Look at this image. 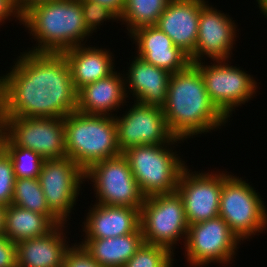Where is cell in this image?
I'll list each match as a JSON object with an SVG mask.
<instances>
[{"mask_svg":"<svg viewBox=\"0 0 267 267\" xmlns=\"http://www.w3.org/2000/svg\"><path fill=\"white\" fill-rule=\"evenodd\" d=\"M126 74V92L130 91L135 102L163 107L167 100L168 83L171 73L163 68L145 62L139 57L131 62ZM129 89V90H127Z\"/></svg>","mask_w":267,"mask_h":267,"instance_id":"19","label":"cell"},{"mask_svg":"<svg viewBox=\"0 0 267 267\" xmlns=\"http://www.w3.org/2000/svg\"><path fill=\"white\" fill-rule=\"evenodd\" d=\"M38 179L50 211L66 224L85 181L84 171L67 156L45 159Z\"/></svg>","mask_w":267,"mask_h":267,"instance_id":"12","label":"cell"},{"mask_svg":"<svg viewBox=\"0 0 267 267\" xmlns=\"http://www.w3.org/2000/svg\"><path fill=\"white\" fill-rule=\"evenodd\" d=\"M56 225L45 215L10 204L6 207L4 236L13 243L47 235Z\"/></svg>","mask_w":267,"mask_h":267,"instance_id":"24","label":"cell"},{"mask_svg":"<svg viewBox=\"0 0 267 267\" xmlns=\"http://www.w3.org/2000/svg\"><path fill=\"white\" fill-rule=\"evenodd\" d=\"M63 227H66L64 223L47 235L18 242L17 267H62L70 248Z\"/></svg>","mask_w":267,"mask_h":267,"instance_id":"21","label":"cell"},{"mask_svg":"<svg viewBox=\"0 0 267 267\" xmlns=\"http://www.w3.org/2000/svg\"><path fill=\"white\" fill-rule=\"evenodd\" d=\"M62 267H101L89 254L83 249L80 243L71 246L64 258Z\"/></svg>","mask_w":267,"mask_h":267,"instance_id":"31","label":"cell"},{"mask_svg":"<svg viewBox=\"0 0 267 267\" xmlns=\"http://www.w3.org/2000/svg\"><path fill=\"white\" fill-rule=\"evenodd\" d=\"M205 0H170L155 25L189 57L194 54Z\"/></svg>","mask_w":267,"mask_h":267,"instance_id":"16","label":"cell"},{"mask_svg":"<svg viewBox=\"0 0 267 267\" xmlns=\"http://www.w3.org/2000/svg\"><path fill=\"white\" fill-rule=\"evenodd\" d=\"M84 221L85 239L114 238L129 233H142L140 208L100 205L89 210Z\"/></svg>","mask_w":267,"mask_h":267,"instance_id":"18","label":"cell"},{"mask_svg":"<svg viewBox=\"0 0 267 267\" xmlns=\"http://www.w3.org/2000/svg\"><path fill=\"white\" fill-rule=\"evenodd\" d=\"M99 3L107 8H109L112 12H114L119 18L123 15V10L125 8V0H91Z\"/></svg>","mask_w":267,"mask_h":267,"instance_id":"34","label":"cell"},{"mask_svg":"<svg viewBox=\"0 0 267 267\" xmlns=\"http://www.w3.org/2000/svg\"><path fill=\"white\" fill-rule=\"evenodd\" d=\"M80 243L101 267H123L144 240L142 233H129L114 238L85 239Z\"/></svg>","mask_w":267,"mask_h":267,"instance_id":"23","label":"cell"},{"mask_svg":"<svg viewBox=\"0 0 267 267\" xmlns=\"http://www.w3.org/2000/svg\"><path fill=\"white\" fill-rule=\"evenodd\" d=\"M5 152L12 160L15 178H38L45 161L38 153L13 145L8 139Z\"/></svg>","mask_w":267,"mask_h":267,"instance_id":"27","label":"cell"},{"mask_svg":"<svg viewBox=\"0 0 267 267\" xmlns=\"http://www.w3.org/2000/svg\"><path fill=\"white\" fill-rule=\"evenodd\" d=\"M54 0H14V4L21 16H23L28 10L35 5L46 3Z\"/></svg>","mask_w":267,"mask_h":267,"instance_id":"35","label":"cell"},{"mask_svg":"<svg viewBox=\"0 0 267 267\" xmlns=\"http://www.w3.org/2000/svg\"><path fill=\"white\" fill-rule=\"evenodd\" d=\"M0 267H17V245L0 235Z\"/></svg>","mask_w":267,"mask_h":267,"instance_id":"32","label":"cell"},{"mask_svg":"<svg viewBox=\"0 0 267 267\" xmlns=\"http://www.w3.org/2000/svg\"><path fill=\"white\" fill-rule=\"evenodd\" d=\"M240 242L226 221L217 216L189 225L184 241L185 256L194 267H204L212 262L228 264Z\"/></svg>","mask_w":267,"mask_h":267,"instance_id":"10","label":"cell"},{"mask_svg":"<svg viewBox=\"0 0 267 267\" xmlns=\"http://www.w3.org/2000/svg\"><path fill=\"white\" fill-rule=\"evenodd\" d=\"M7 139L15 146L30 149L44 159L67 155L64 118L0 117Z\"/></svg>","mask_w":267,"mask_h":267,"instance_id":"9","label":"cell"},{"mask_svg":"<svg viewBox=\"0 0 267 267\" xmlns=\"http://www.w3.org/2000/svg\"><path fill=\"white\" fill-rule=\"evenodd\" d=\"M228 62L215 61L208 66L203 62L193 63L203 76L210 100L227 119L234 107L248 102L258 88L250 74L237 66H230Z\"/></svg>","mask_w":267,"mask_h":267,"instance_id":"11","label":"cell"},{"mask_svg":"<svg viewBox=\"0 0 267 267\" xmlns=\"http://www.w3.org/2000/svg\"><path fill=\"white\" fill-rule=\"evenodd\" d=\"M6 206L0 205V235H4Z\"/></svg>","mask_w":267,"mask_h":267,"instance_id":"37","label":"cell"},{"mask_svg":"<svg viewBox=\"0 0 267 267\" xmlns=\"http://www.w3.org/2000/svg\"><path fill=\"white\" fill-rule=\"evenodd\" d=\"M228 16L209 4L201 8L195 51L190 57L191 64L201 62L204 55L213 62L231 58L237 30L234 20Z\"/></svg>","mask_w":267,"mask_h":267,"instance_id":"15","label":"cell"},{"mask_svg":"<svg viewBox=\"0 0 267 267\" xmlns=\"http://www.w3.org/2000/svg\"><path fill=\"white\" fill-rule=\"evenodd\" d=\"M113 115L75 111L64 118L66 156L84 172L97 162L122 154Z\"/></svg>","mask_w":267,"mask_h":267,"instance_id":"4","label":"cell"},{"mask_svg":"<svg viewBox=\"0 0 267 267\" xmlns=\"http://www.w3.org/2000/svg\"><path fill=\"white\" fill-rule=\"evenodd\" d=\"M11 204L47 216L56 226L62 222L50 211L38 178H15Z\"/></svg>","mask_w":267,"mask_h":267,"instance_id":"25","label":"cell"},{"mask_svg":"<svg viewBox=\"0 0 267 267\" xmlns=\"http://www.w3.org/2000/svg\"><path fill=\"white\" fill-rule=\"evenodd\" d=\"M84 43L75 46L62 54L67 59L70 67L71 78L74 88H80L103 79L112 74L114 60L112 53L103 48L85 47Z\"/></svg>","mask_w":267,"mask_h":267,"instance_id":"22","label":"cell"},{"mask_svg":"<svg viewBox=\"0 0 267 267\" xmlns=\"http://www.w3.org/2000/svg\"><path fill=\"white\" fill-rule=\"evenodd\" d=\"M121 75L114 70L108 77L80 88L77 91L76 111L110 116L121 104L123 106L128 93L125 90V77Z\"/></svg>","mask_w":267,"mask_h":267,"instance_id":"20","label":"cell"},{"mask_svg":"<svg viewBox=\"0 0 267 267\" xmlns=\"http://www.w3.org/2000/svg\"><path fill=\"white\" fill-rule=\"evenodd\" d=\"M170 0H125L120 21L125 22L131 34L141 27L154 26ZM122 19V20H121Z\"/></svg>","mask_w":267,"mask_h":267,"instance_id":"26","label":"cell"},{"mask_svg":"<svg viewBox=\"0 0 267 267\" xmlns=\"http://www.w3.org/2000/svg\"><path fill=\"white\" fill-rule=\"evenodd\" d=\"M240 177L223 173L219 216L243 241L266 230L267 210L256 190ZM257 232V233H256Z\"/></svg>","mask_w":267,"mask_h":267,"instance_id":"6","label":"cell"},{"mask_svg":"<svg viewBox=\"0 0 267 267\" xmlns=\"http://www.w3.org/2000/svg\"><path fill=\"white\" fill-rule=\"evenodd\" d=\"M173 254L166 247L143 243L123 267H173Z\"/></svg>","mask_w":267,"mask_h":267,"instance_id":"28","label":"cell"},{"mask_svg":"<svg viewBox=\"0 0 267 267\" xmlns=\"http://www.w3.org/2000/svg\"><path fill=\"white\" fill-rule=\"evenodd\" d=\"M38 46L34 53L62 54L82 45L91 36L84 24L79 0H54L35 5L22 16V22Z\"/></svg>","mask_w":267,"mask_h":267,"instance_id":"3","label":"cell"},{"mask_svg":"<svg viewBox=\"0 0 267 267\" xmlns=\"http://www.w3.org/2000/svg\"><path fill=\"white\" fill-rule=\"evenodd\" d=\"M259 4V8L261 10V12L263 13V15L265 16V18L267 17V0H256Z\"/></svg>","mask_w":267,"mask_h":267,"instance_id":"38","label":"cell"},{"mask_svg":"<svg viewBox=\"0 0 267 267\" xmlns=\"http://www.w3.org/2000/svg\"><path fill=\"white\" fill-rule=\"evenodd\" d=\"M163 112L171 134L182 140L215 131L228 121L210 100L203 76L194 64L171 74Z\"/></svg>","mask_w":267,"mask_h":267,"instance_id":"2","label":"cell"},{"mask_svg":"<svg viewBox=\"0 0 267 267\" xmlns=\"http://www.w3.org/2000/svg\"><path fill=\"white\" fill-rule=\"evenodd\" d=\"M140 228L144 243L166 247L172 253L179 239L186 241L189 224L178 192L146 197L140 208Z\"/></svg>","mask_w":267,"mask_h":267,"instance_id":"7","label":"cell"},{"mask_svg":"<svg viewBox=\"0 0 267 267\" xmlns=\"http://www.w3.org/2000/svg\"><path fill=\"white\" fill-rule=\"evenodd\" d=\"M6 139H7V133L5 127L0 122V155L5 151Z\"/></svg>","mask_w":267,"mask_h":267,"instance_id":"36","label":"cell"},{"mask_svg":"<svg viewBox=\"0 0 267 267\" xmlns=\"http://www.w3.org/2000/svg\"><path fill=\"white\" fill-rule=\"evenodd\" d=\"M84 178L92 179L96 203L100 205L134 208L143 205L145 197L122 154L93 164L84 172Z\"/></svg>","mask_w":267,"mask_h":267,"instance_id":"8","label":"cell"},{"mask_svg":"<svg viewBox=\"0 0 267 267\" xmlns=\"http://www.w3.org/2000/svg\"><path fill=\"white\" fill-rule=\"evenodd\" d=\"M15 186L13 163L9 155L4 151L0 155V205L9 206Z\"/></svg>","mask_w":267,"mask_h":267,"instance_id":"30","label":"cell"},{"mask_svg":"<svg viewBox=\"0 0 267 267\" xmlns=\"http://www.w3.org/2000/svg\"><path fill=\"white\" fill-rule=\"evenodd\" d=\"M177 141L183 140L174 138L171 143L132 146L122 152L145 198L176 191L180 174L187 166L169 148Z\"/></svg>","mask_w":267,"mask_h":267,"instance_id":"5","label":"cell"},{"mask_svg":"<svg viewBox=\"0 0 267 267\" xmlns=\"http://www.w3.org/2000/svg\"><path fill=\"white\" fill-rule=\"evenodd\" d=\"M188 170L186 166L181 172L176 189L183 200L188 224L219 216L223 172L210 174Z\"/></svg>","mask_w":267,"mask_h":267,"instance_id":"14","label":"cell"},{"mask_svg":"<svg viewBox=\"0 0 267 267\" xmlns=\"http://www.w3.org/2000/svg\"><path fill=\"white\" fill-rule=\"evenodd\" d=\"M82 5L83 20L90 34L94 30H97V26L102 25L101 23L112 19L120 20V18L112 12L109 8L100 5L97 2L91 0H79Z\"/></svg>","mask_w":267,"mask_h":267,"instance_id":"29","label":"cell"},{"mask_svg":"<svg viewBox=\"0 0 267 267\" xmlns=\"http://www.w3.org/2000/svg\"><path fill=\"white\" fill-rule=\"evenodd\" d=\"M130 37L137 44V57L171 74L183 71L191 64L190 57L155 25L138 28Z\"/></svg>","mask_w":267,"mask_h":267,"instance_id":"17","label":"cell"},{"mask_svg":"<svg viewBox=\"0 0 267 267\" xmlns=\"http://www.w3.org/2000/svg\"><path fill=\"white\" fill-rule=\"evenodd\" d=\"M117 144L121 151L132 146L171 143L175 138L168 129L163 107L134 105L122 117L114 116Z\"/></svg>","mask_w":267,"mask_h":267,"instance_id":"13","label":"cell"},{"mask_svg":"<svg viewBox=\"0 0 267 267\" xmlns=\"http://www.w3.org/2000/svg\"><path fill=\"white\" fill-rule=\"evenodd\" d=\"M16 17L20 22H22V16L19 14L14 0H0V24L5 22L6 19Z\"/></svg>","mask_w":267,"mask_h":267,"instance_id":"33","label":"cell"},{"mask_svg":"<svg viewBox=\"0 0 267 267\" xmlns=\"http://www.w3.org/2000/svg\"><path fill=\"white\" fill-rule=\"evenodd\" d=\"M0 76V117L65 118L75 112L77 91L63 54L23 52Z\"/></svg>","mask_w":267,"mask_h":267,"instance_id":"1","label":"cell"}]
</instances>
